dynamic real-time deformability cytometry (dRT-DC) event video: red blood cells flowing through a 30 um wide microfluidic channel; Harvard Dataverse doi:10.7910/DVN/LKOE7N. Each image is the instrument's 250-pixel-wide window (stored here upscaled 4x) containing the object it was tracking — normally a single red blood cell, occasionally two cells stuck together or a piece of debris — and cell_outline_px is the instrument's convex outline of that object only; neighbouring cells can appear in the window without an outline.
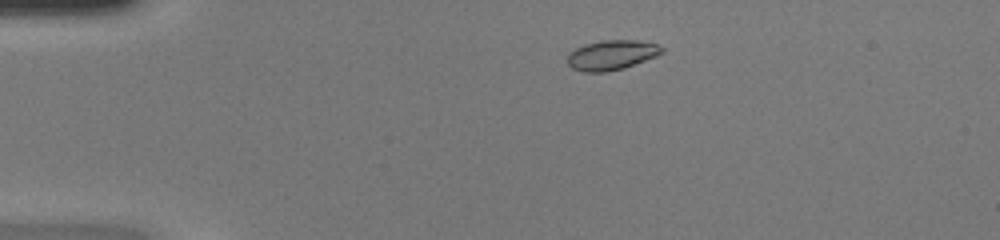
{"species": "common noctule bat (a hibernating species)", "species_latin": "Nyctalus noctula", "temperature_condition": "warm", "stored_images_in_passage": 44, "camera_frame_rate_fps": 3000, "um_per_image_px": 0.085, "animal": {"sex": "female", "body_mass_g": 20.0, "forearm_length_mm": 54.0}, "frame": {"image": 1, "passage_image": 6, "time_ms": 1.667, "image_size_px": [1000, 240], "cell_outline_px": [[664, 52], [656, 56], [624, 68], [608, 72], [584, 72], [572, 68], [568, 64], [568, 52], [584, 44], [600, 40], [636, 40], [656, 44], [664, 48]], "centroid_in_image_um": [51.97, 4.67], "position_along_channel_um": 33.0, "area_um2": 16.47}}
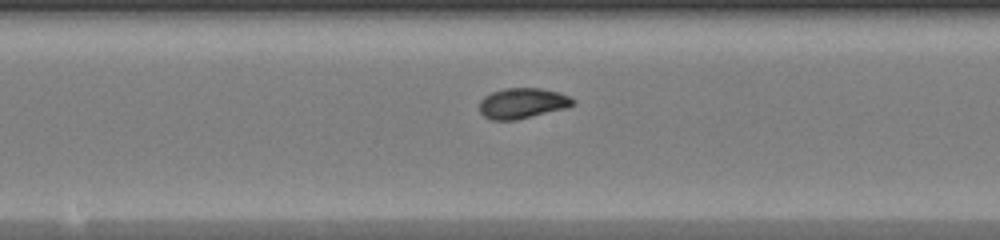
{"frame": {"image": 2, "passage_image": 22, "time_ms": 7.0, "image_size_px": [1000, 240], "cell_outline_px": [[576, 104], [568, 108], [516, 120], [492, 120], [484, 116], [480, 112], [480, 100], [484, 96], [492, 92], [504, 88], [540, 88], [560, 92], [576, 100]], "centroid_in_image_um": [44.44, 8.77], "position_along_channel_um": 203.8, "area_um2": 16.82}}
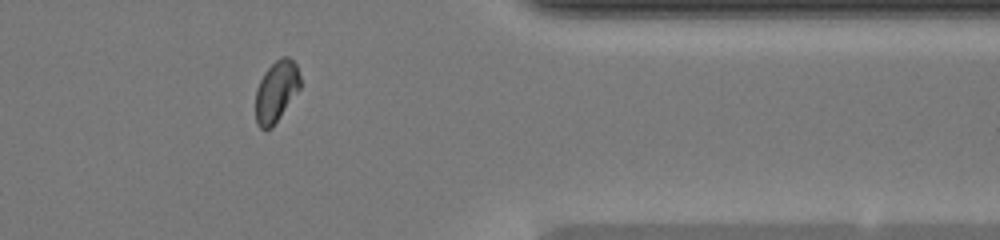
{"frame": {"image": 3, "passage_image": 36, "time_ms": 11.667, "image_size_px": [1000, 240], "cell_outline_px": [[300, 88], [272, 128], [264, 132], [256, 124], [256, 88], [264, 72], [280, 56], [288, 56], [296, 64], [300, 76]], "centroid_in_image_um": [23.47, 7.78], "position_along_channel_um": 387.9, "area_um2": 16.01}, "authors_computed_cell_mechanics": {"area_um2": 16.3863, "velocity_mm_per_s": 4.2695, "shape_relaxation_time_tau1_ms": 4.3237, "shape_relaxation_time_tau2_ms": 0.6708, "deformation_change_tau1": 0.147, "deformation_change_tau2": 0.0298}}